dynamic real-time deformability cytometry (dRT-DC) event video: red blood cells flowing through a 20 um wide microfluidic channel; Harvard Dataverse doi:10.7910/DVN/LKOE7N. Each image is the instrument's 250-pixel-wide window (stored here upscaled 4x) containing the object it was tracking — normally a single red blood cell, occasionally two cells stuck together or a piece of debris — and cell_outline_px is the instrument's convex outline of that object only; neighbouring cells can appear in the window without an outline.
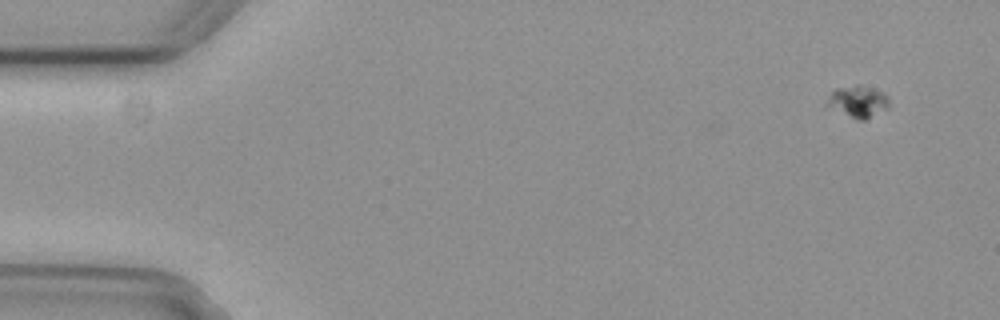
{"species": "common noctule bat (a hibernating species)", "species_latin": "Nyctalus noctula", "temperature_condition": "cold", "stored_images_in_passage": 7, "camera_frame_rate_fps": 3000, "um_per_image_px": 0.085, "animal": {"sex": "female", "body_mass_g": 29.2, "forearm_length_mm": 56.3}, "frame": {"image": 1, "passage_image": 1, "time_ms": 0.0, "image_size_px": [1000, 320], "cell_outline_px": [[888, 108], [864, 120], [860, 120], [828, 104], [828, 100], [832, 92], [836, 88], [856, 84], [872, 88], [884, 92], [888, 96]], "centroid_in_image_um": [73.01, 8.58], "position_along_channel_um": 12.0, "area_um2": 10.87}}
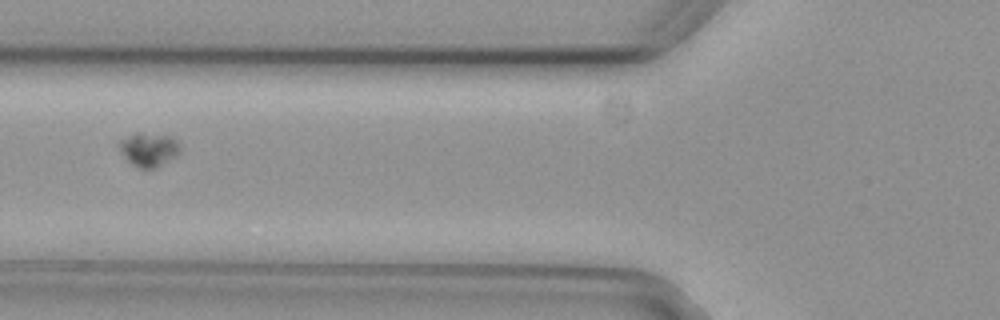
{"frame": {"image": 2, "passage_image": 6, "time_ms": 1.667, "image_size_px": [1000, 320], "cell_outline_px": [[180, 152], [176, 156], [156, 168], [140, 168], [132, 164], [124, 156], [116, 144], [120, 140], [136, 132], [140, 132], [172, 136], [180, 144]], "centroid_in_image_um": [12.65, 12.69], "position_along_channel_um": 113.2, "area_um2": 12.08}}